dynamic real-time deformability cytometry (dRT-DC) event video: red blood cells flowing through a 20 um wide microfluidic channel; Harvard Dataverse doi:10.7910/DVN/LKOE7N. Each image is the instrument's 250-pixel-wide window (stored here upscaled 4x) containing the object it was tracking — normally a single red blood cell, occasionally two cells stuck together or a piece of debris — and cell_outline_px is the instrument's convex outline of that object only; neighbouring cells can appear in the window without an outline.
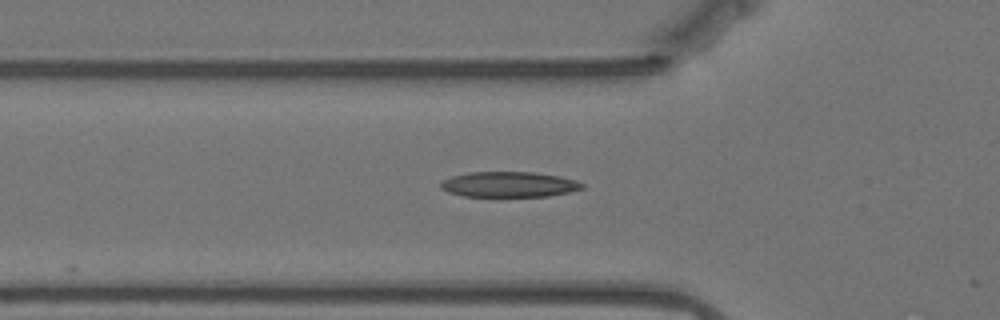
{"species": "Egyptian fruit bat (a non-hibernating species)", "species_latin": "Rousettus aegyptiacus", "temperature_condition": "warm", "stored_images_in_passage": 10, "camera_frame_rate_fps": 3000, "um_per_image_px": 0.085, "animal": {"sex": "female"}, "frame": {"image": 1, "passage_image": 6, "time_ms": 1.667, "image_size_px": [1000, 320], "cell_outline_px": [[584, 188], [568, 192], [548, 196], [464, 196], [448, 192], [440, 188], [440, 184], [444, 180], [452, 176], [468, 172], [536, 172], [560, 176], [576, 180], [584, 184]], "centroid_in_image_um": [43.28, 15.67], "position_along_channel_um": 82.5, "area_um2": 20.92}}
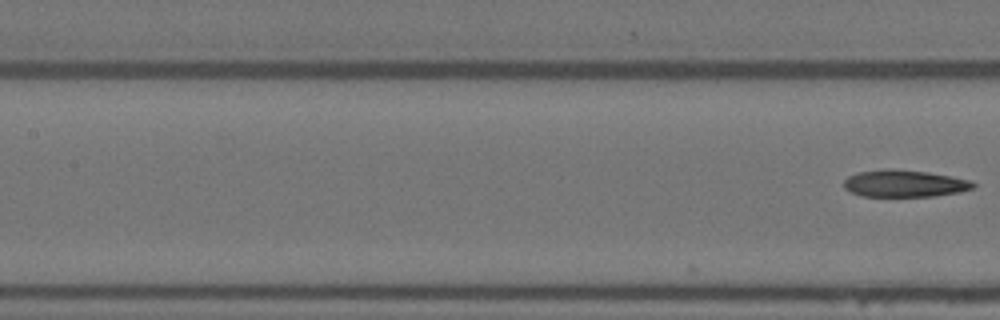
{"frame": {"image": 2, "passage_image": 10, "time_ms": 3.0, "image_size_px": [1000, 320], "cell_outline_px": [[976, 184], [972, 188], [960, 192], [936, 196], [864, 196], [852, 192], [844, 188], [844, 180], [848, 176], [860, 172], [928, 172], [952, 176], [968, 180]], "centroid_in_image_um": [76.94, 15.65], "position_along_channel_um": 130.5, "area_um2": 19.25}}